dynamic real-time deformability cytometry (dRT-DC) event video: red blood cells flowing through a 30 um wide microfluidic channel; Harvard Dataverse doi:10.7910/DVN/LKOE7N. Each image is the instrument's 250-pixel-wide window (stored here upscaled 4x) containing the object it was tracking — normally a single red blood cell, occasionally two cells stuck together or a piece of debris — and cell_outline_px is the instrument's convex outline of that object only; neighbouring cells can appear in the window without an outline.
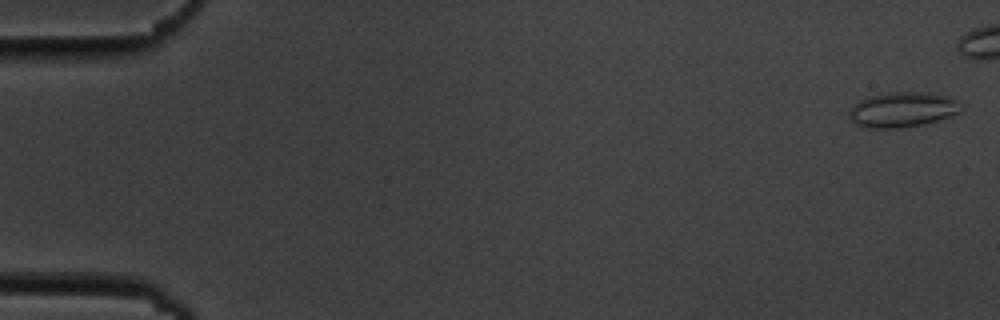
{"species": "common noctule bat (a hibernating species)", "species_latin": "Nyctalus noctula", "temperature_condition": "cold", "stored_images_in_passage": 8, "camera_frame_rate_fps": 3000, "um_per_image_px": 0.085, "animal": {"sex": "male", "body_mass_g": 19.5, "forearm_length_mm": 54.6}, "frame": {"image": 1, "passage_image": 1, "time_ms": 0.0, "image_size_px": [1000, 320], "cell_outline_px": [[964, 108], [960, 112], [924, 124], [900, 128], [868, 128], [856, 124], [848, 116], [848, 112], [860, 100], [868, 96], [892, 92], [924, 92], [948, 96], [956, 100]], "centroid_in_image_um": [76.72, 9.32], "position_along_channel_um": 8.3, "area_um2": 22.77}}